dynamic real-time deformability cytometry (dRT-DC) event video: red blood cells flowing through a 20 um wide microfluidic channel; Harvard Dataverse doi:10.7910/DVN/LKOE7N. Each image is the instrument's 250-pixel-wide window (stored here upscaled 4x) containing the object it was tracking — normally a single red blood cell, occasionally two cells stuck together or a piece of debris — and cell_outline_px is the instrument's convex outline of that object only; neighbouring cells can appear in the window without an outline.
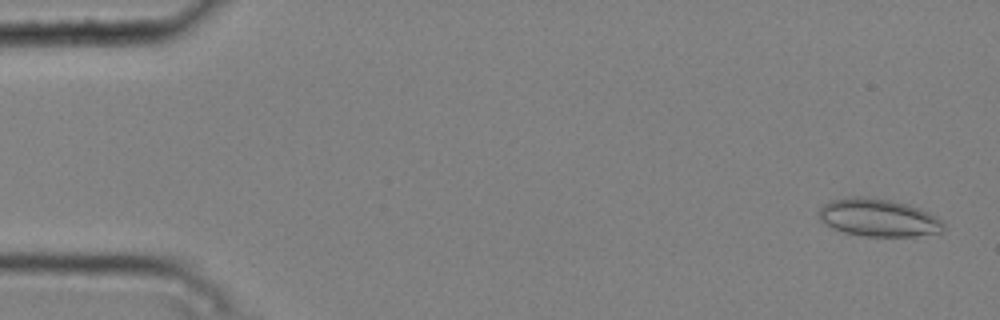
{"species": "common noctule bat (a hibernating species)", "species_latin": "Nyctalus noctula", "temperature_condition": "cold", "stored_images_in_passage": 6, "camera_frame_rate_fps": 3000, "um_per_image_px": 0.085, "animal": {"sex": "male", "body_mass_g": 20.4}, "frame": {"image": 1, "passage_image": 1, "time_ms": 0.0, "image_size_px": [1000, 320], "cell_outline_px": [[944, 232], [916, 236], [864, 236], [844, 232], [820, 220], [816, 216], [820, 208], [828, 200], [852, 196], [860, 196], [888, 200], [908, 204], [920, 208], [928, 212], [940, 220], [944, 224]], "centroid_in_image_um": [74.66, 18.5], "position_along_channel_um": 10.3, "area_um2": 27.34}}
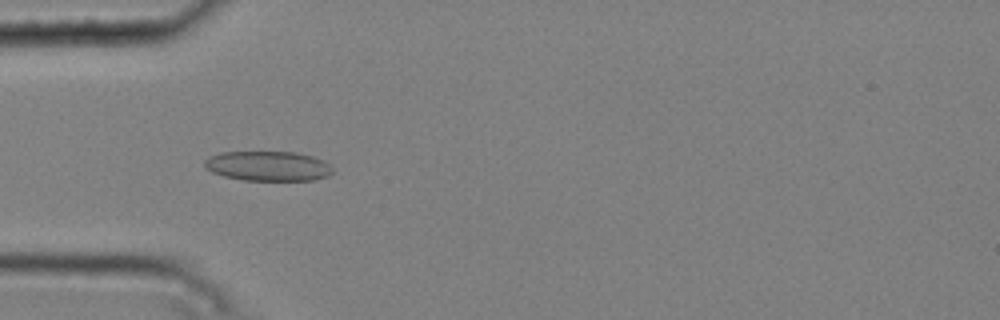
{"frame": {"image": 2, "passage_image": 5, "time_ms": 1.333, "image_size_px": [1000, 320], "cell_outline_px": [[332, 172], [328, 176], [312, 180], [244, 180], [224, 176], [212, 172], [204, 168], [204, 160], [208, 156], [220, 152], [296, 152], [312, 156], [324, 160], [332, 168]], "centroid_in_image_um": [22.75, 14.11], "position_along_channel_um": 62.3, "area_um2": 22.31}}
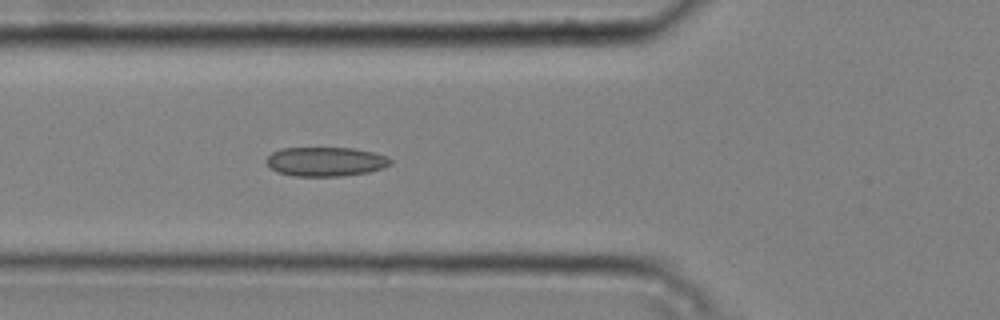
{"frame": {"image": 3, "passage_image": 6, "time_ms": 1.667, "image_size_px": [1000, 320], "cell_outline_px": [[392, 164], [384, 168], [368, 172], [340, 176], [296, 176], [276, 172], [268, 164], [268, 156], [272, 152], [280, 148], [352, 148], [372, 152], [384, 156], [392, 160]], "centroid_in_image_um": [27.69, 13.74], "position_along_channel_um": 98.1, "area_um2": 20.98}}